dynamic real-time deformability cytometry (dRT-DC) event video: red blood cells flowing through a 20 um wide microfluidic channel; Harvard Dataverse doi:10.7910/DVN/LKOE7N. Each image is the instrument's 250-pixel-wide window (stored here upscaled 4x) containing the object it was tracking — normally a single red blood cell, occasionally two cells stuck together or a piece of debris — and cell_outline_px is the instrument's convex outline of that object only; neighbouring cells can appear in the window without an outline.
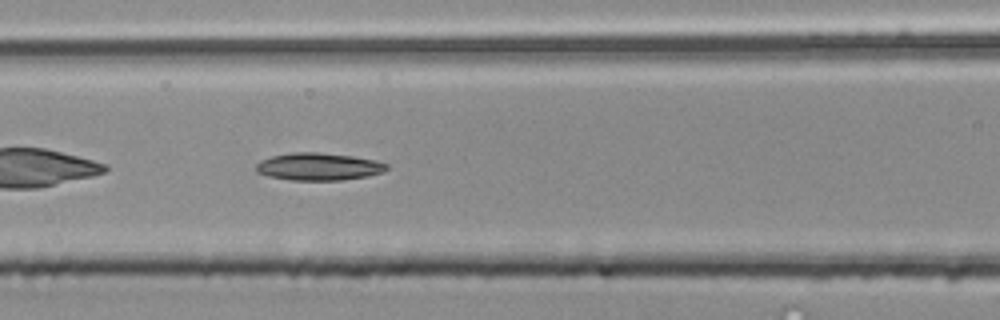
{"species": "common noctule bat (a hibernating species)", "species_latin": "Nyctalus noctula", "temperature_condition": "room temperature", "stored_images_in_passage": 38, "camera_frame_rate_fps": 3000, "um_per_image_px": 0.085, "animal": {"sex": "male", "body_mass_g": 20.4}, "frame": {"image": 1, "passage_image": 7, "time_ms": 2.0, "image_size_px": [1000, 320], "cell_outline_px": [[388, 168], [384, 172], [368, 176], [340, 180], [292, 180], [268, 176], [256, 172], [256, 164], [260, 160], [272, 156], [292, 152], [316, 152], [352, 156], [376, 160], [388, 164]], "centroid_in_image_um": [27.08, 14.16], "position_along_channel_um": 139.5, "area_um2": 20.92}}
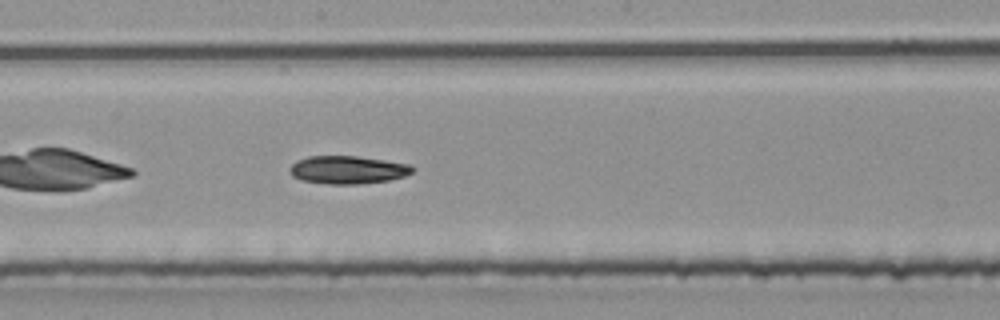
{"frame": {"image": 2, "passage_image": 13, "time_ms": 4.0, "image_size_px": [1000, 320], "cell_outline_px": [[416, 168], [412, 172], [404, 176], [388, 180], [360, 184], [328, 184], [300, 180], [292, 176], [288, 168], [296, 160], [308, 156], [356, 156], [412, 164]], "centroid_in_image_um": [29.55, 14.43], "position_along_channel_um": 218.7, "area_um2": 20.17}}
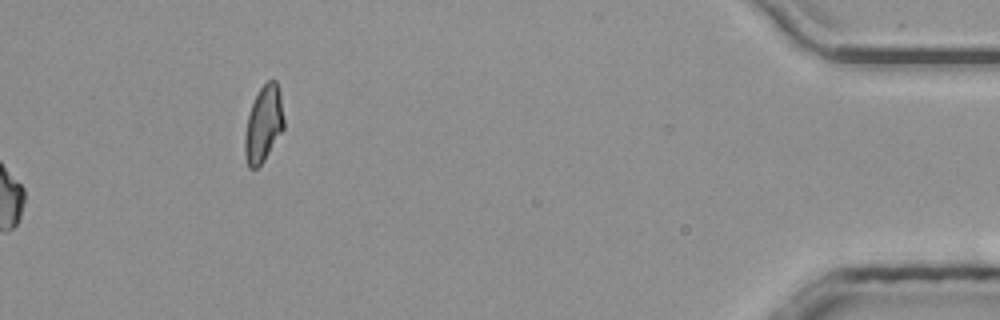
{"frame": {"image": 3, "passage_image": 38, "time_ms": 12.333, "image_size_px": [1000, 320], "cell_outline_px": [[284, 128], [264, 160], [256, 168], [248, 168], [244, 152], [244, 136], [248, 116], [252, 104], [260, 88], [268, 80], [276, 80], [280, 92], [284, 120]], "centroid_in_image_um": [22.4, 10.54], "position_along_channel_um": 412.8, "area_um2": 17.22}, "authors_computed_cell_mechanics": {"area_um2": 19.6231, "velocity_mm_per_s": 3.9584, "shape_relaxation_time_tau1_ms": 5.2322, "shape_relaxation_time_tau2_ms": null, "deformation_change_tau1": 0.1258, "deformation_change_tau2": null}}